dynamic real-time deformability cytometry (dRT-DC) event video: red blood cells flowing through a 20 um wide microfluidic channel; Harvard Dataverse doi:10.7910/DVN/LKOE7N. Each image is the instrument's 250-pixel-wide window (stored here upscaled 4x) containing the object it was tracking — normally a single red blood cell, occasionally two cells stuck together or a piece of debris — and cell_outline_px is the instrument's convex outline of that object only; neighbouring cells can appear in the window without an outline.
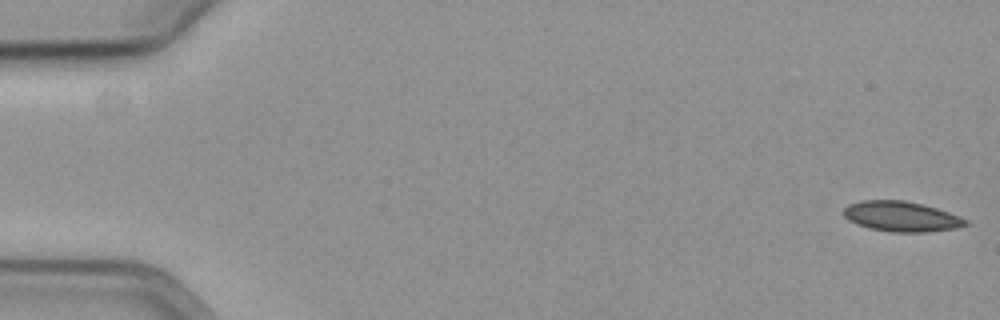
{"species": "common noctule bat (a hibernating species)", "species_latin": "Nyctalus noctula", "temperature_condition": "cold", "stored_images_in_passage": 13, "camera_frame_rate_fps": 3000, "um_per_image_px": 0.085, "animal": {"sex": "female", "body_mass_g": 19.3, "forearm_length_mm": 54.1}, "frame": {"image": 1, "passage_image": 1, "time_ms": 0.0, "image_size_px": [1000, 320], "cell_outline_px": [[968, 224], [956, 228], [924, 232], [892, 232], [872, 228], [848, 220], [844, 216], [844, 208], [848, 204], [860, 200], [904, 200], [924, 204], [960, 216], [968, 220]], "centroid_in_image_um": [76.63, 18.38], "position_along_channel_um": 8.4, "area_um2": 21.33}}